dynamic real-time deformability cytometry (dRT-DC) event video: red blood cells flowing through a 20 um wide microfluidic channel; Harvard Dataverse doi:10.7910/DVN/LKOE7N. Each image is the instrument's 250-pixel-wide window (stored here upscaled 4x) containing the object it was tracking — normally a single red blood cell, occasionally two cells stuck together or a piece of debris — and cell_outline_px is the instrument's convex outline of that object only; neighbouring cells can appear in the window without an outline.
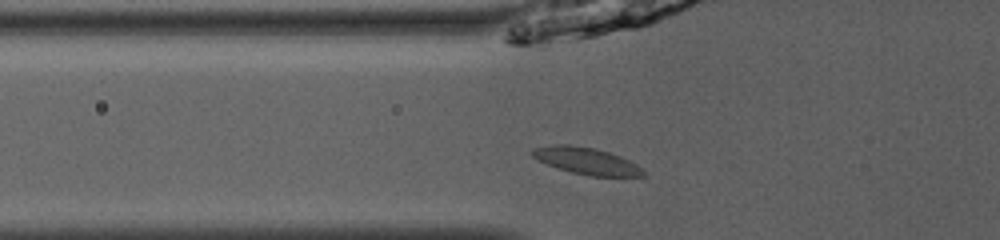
{"species": "common noctule bat (a hibernating species)", "species_latin": "Nyctalus noctula", "temperature_condition": "room temperature", "stored_images_in_passage": 34, "camera_frame_rate_fps": 3000, "um_per_image_px": 0.085, "animal": {"sex": "male", "body_mass_g": 13.0, "forearm_length_mm": 53.1}, "frame": {"image": 1, "passage_image": 3, "time_ms": 0.667, "image_size_px": [1000, 240], "cell_outline_px": [[644, 176], [588, 176], [572, 172], [536, 160], [528, 152], [532, 148], [552, 144], [568, 144], [592, 148], [608, 152], [620, 156], [636, 164], [644, 172]], "centroid_in_image_um": [49.77, 13.66], "position_along_channel_um": 76.0, "area_um2": 17.22}}
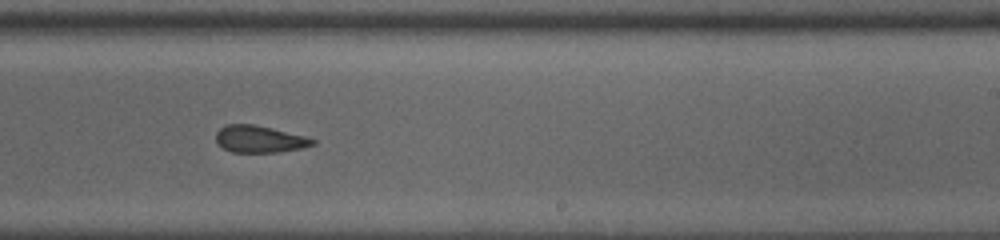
{"frame": {"image": 2, "passage_image": 17, "time_ms": 5.333, "image_size_px": [1000, 240], "cell_outline_px": [[316, 144], [300, 148], [280, 152], [232, 152], [224, 148], [216, 140], [216, 132], [220, 128], [228, 124], [252, 124], [272, 128], [304, 136], [316, 140]], "centroid_in_image_um": [22.06, 11.82], "position_along_channel_um": 266.9, "area_um2": 15.03}}
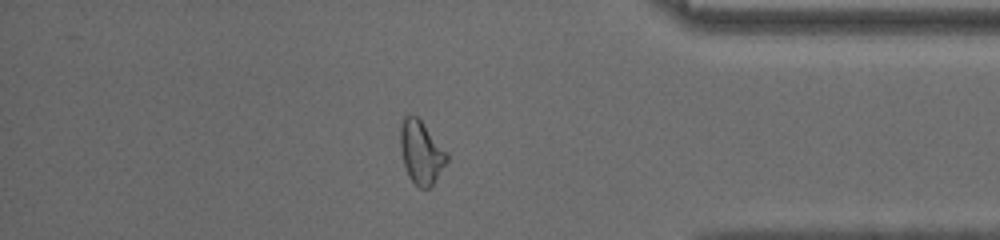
{"frame": {"image": 3, "passage_image": 28, "time_ms": 9.0, "image_size_px": [1000, 240], "cell_outline_px": [[448, 160], [432, 184], [428, 188], [420, 188], [408, 176], [404, 164], [400, 148], [400, 128], [404, 116], [412, 112], [420, 120], [448, 152]], "centroid_in_image_um": [35.78, 12.91], "position_along_channel_um": 399.4, "area_um2": 16.99}, "authors_computed_cell_mechanics": {"area_um2": 15.9817, "velocity_mm_per_s": 4.0737, "shape_relaxation_time_tau1_ms": null, "shape_relaxation_time_tau2_ms": 3.3041, "deformation_change_tau1": null, "deformation_change_tau2": 0.1059}}